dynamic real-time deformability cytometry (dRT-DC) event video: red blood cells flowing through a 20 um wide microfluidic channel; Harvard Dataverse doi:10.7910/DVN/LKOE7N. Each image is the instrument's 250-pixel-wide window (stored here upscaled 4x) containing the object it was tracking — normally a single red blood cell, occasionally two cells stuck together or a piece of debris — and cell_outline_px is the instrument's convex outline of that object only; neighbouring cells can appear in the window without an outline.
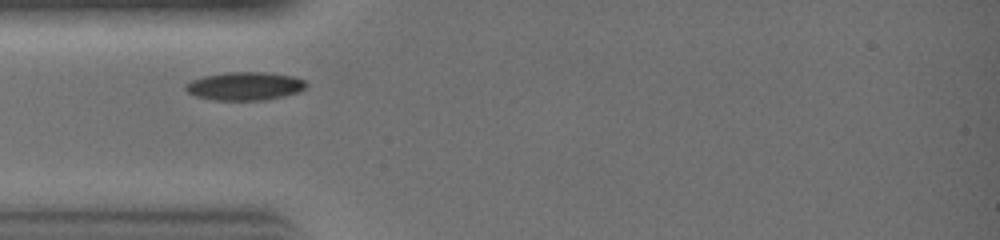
{"species": "common noctule bat (a hibernating species)", "species_latin": "Nyctalus noctula", "temperature_condition": "warm", "stored_images_in_passage": 18, "camera_frame_rate_fps": 3000, "um_per_image_px": 0.085, "animal": {"sex": "female", "body_mass_g": 19.0, "forearm_length_mm": 51.5}, "frame": {"image": 1, "passage_image": 1, "time_ms": 0.0, "image_size_px": [1000, 240], "cell_outline_px": [[308, 84], [300, 92], [264, 100], [212, 100], [196, 96], [188, 92], [184, 88], [184, 84], [192, 80], [204, 76], [228, 72], [264, 72], [292, 76], [304, 80]], "centroid_in_image_um": [20.8, 7.32], "position_along_channel_um": 64.2, "area_um2": 19.83}}
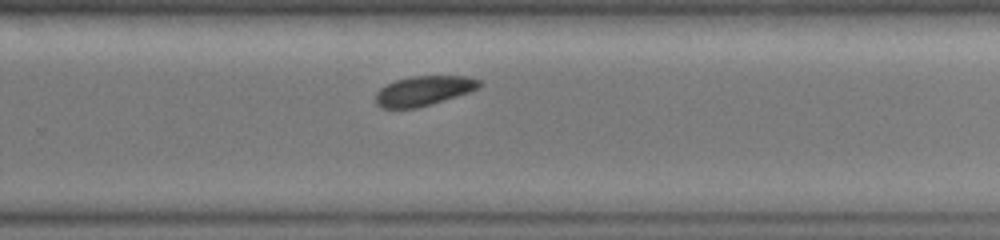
{"frame": {"image": 2, "passage_image": 12, "time_ms": 3.667, "image_size_px": [1000, 240], "cell_outline_px": [[480, 84], [476, 88], [468, 92], [432, 104], [416, 108], [380, 108], [376, 104], [376, 92], [380, 88], [396, 80], [412, 76], [468, 76], [480, 80]], "centroid_in_image_um": [35.97, 7.72], "position_along_channel_um": 293.8, "area_um2": 17.74}}
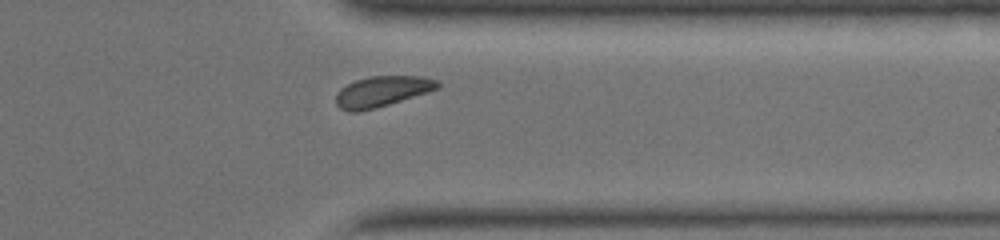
{"frame": {"image": 3, "passage_image": 16, "time_ms": 5.0, "image_size_px": [1000, 240], "cell_outline_px": [[440, 88], [428, 92], [376, 108], [360, 112], [348, 112], [340, 108], [336, 104], [336, 92], [340, 88], [356, 80], [368, 76], [420, 76], [440, 80]], "centroid_in_image_um": [32.47, 7.77], "position_along_channel_um": 378.9, "area_um2": 18.32}}